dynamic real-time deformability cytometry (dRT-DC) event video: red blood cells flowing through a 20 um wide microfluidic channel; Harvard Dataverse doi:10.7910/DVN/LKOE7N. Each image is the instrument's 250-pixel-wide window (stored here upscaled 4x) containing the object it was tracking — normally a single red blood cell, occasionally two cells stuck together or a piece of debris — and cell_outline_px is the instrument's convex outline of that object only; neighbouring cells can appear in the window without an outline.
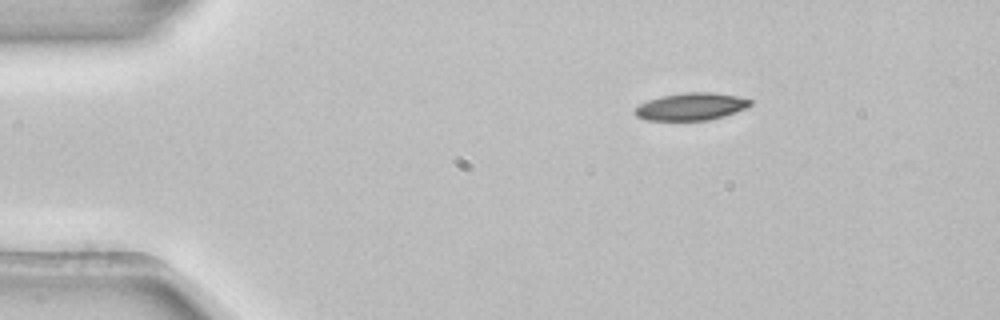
{"species": "common noctule bat (a hibernating species)", "species_latin": "Nyctalus noctula", "temperature_condition": "room temperature", "stored_images_in_passage": 46, "camera_frame_rate_fps": 3000, "um_per_image_px": 0.085, "animal": {"sex": "female", "body_mass_g": 22.7, "forearm_length_mm": 54.2}, "frame": {"image": 1, "passage_image": 1, "time_ms": 0.0, "image_size_px": [1000, 320], "cell_outline_px": [[752, 104], [748, 108], [724, 116], [708, 120], [648, 120], [636, 116], [632, 112], [632, 108], [648, 100], [660, 96], [684, 92], [712, 92], [736, 96], [752, 100]], "centroid_in_image_um": [58.72, 9.05], "position_along_channel_um": 26.3, "area_um2": 18.61}}
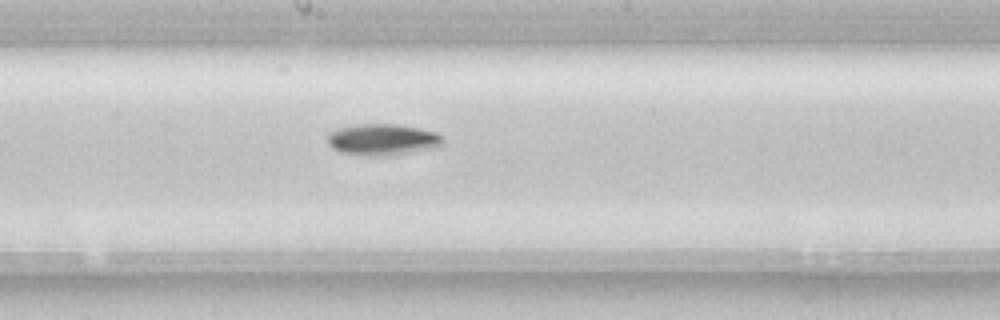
{"frame": {"image": 2, "passage_image": 21, "time_ms": 6.667, "image_size_px": [1000, 320], "cell_outline_px": [[444, 144], [436, 148], [388, 156], [364, 156], [340, 152], [332, 148], [328, 144], [328, 136], [332, 132], [340, 128], [360, 124], [396, 124], [420, 128], [436, 132], [444, 140]], "centroid_in_image_um": [32.56, 11.88], "position_along_channel_um": 215.6, "area_um2": 21.21}}
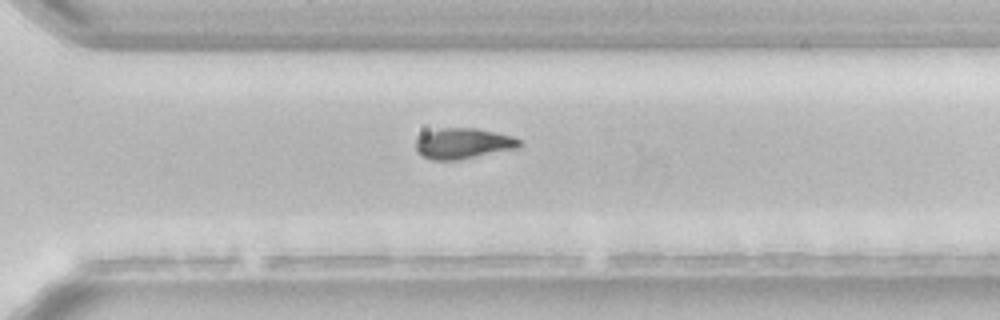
{"frame": {"image": 3, "passage_image": 30, "time_ms": 9.667, "image_size_px": [1000, 320], "cell_outline_px": [[524, 144], [520, 148], [460, 160], [432, 160], [420, 156], [416, 152], [416, 140], [420, 136], [428, 132], [440, 128], [476, 128], [496, 132], [512, 136], [520, 140]], "centroid_in_image_um": [39.4, 12.21], "position_along_channel_um": 331.2, "area_um2": 18.84}, "authors_computed_cell_mechanics": {"area_um2": 18.8428, "velocity_mm_per_s": 3.862, "shape_relaxation_time_tau1_ms": 1.6594, "shape_relaxation_time_tau2_ms": null, "deformation_change_tau1": 0.1118, "deformation_change_tau2": null}}